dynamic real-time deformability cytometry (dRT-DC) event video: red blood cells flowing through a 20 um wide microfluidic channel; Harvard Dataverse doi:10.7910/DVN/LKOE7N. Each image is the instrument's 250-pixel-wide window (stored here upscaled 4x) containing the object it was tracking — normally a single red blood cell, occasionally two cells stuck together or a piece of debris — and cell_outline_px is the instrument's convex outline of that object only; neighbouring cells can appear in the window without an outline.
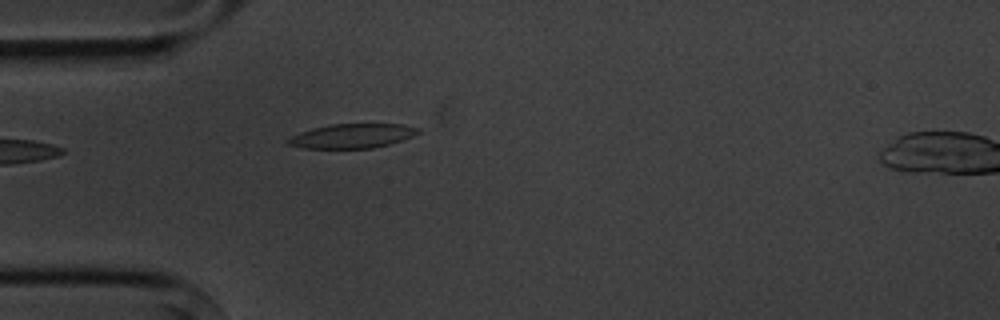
{"species": "common noctule bat (a hibernating species)", "species_latin": "Nyctalus noctula", "temperature_condition": "cold", "stored_images_in_passage": 2, "camera_frame_rate_fps": 3000, "um_per_image_px": 0.085, "animal": {"sex": "male", "body_mass_g": 20.1, "forearm_length_mm": 53.5}, "frame": {"image": 1, "passage_image": 1, "time_ms": 0.0, "image_size_px": [1000, 320], "cell_outline_px": [[424, 132], [388, 144], [372, 148], [304, 148], [288, 144], [284, 140], [300, 132], [312, 128], [332, 124], [404, 124], [420, 128]], "centroid_in_image_um": [29.96, 11.54], "position_along_channel_um": 55.0, "area_um2": 18.44}}